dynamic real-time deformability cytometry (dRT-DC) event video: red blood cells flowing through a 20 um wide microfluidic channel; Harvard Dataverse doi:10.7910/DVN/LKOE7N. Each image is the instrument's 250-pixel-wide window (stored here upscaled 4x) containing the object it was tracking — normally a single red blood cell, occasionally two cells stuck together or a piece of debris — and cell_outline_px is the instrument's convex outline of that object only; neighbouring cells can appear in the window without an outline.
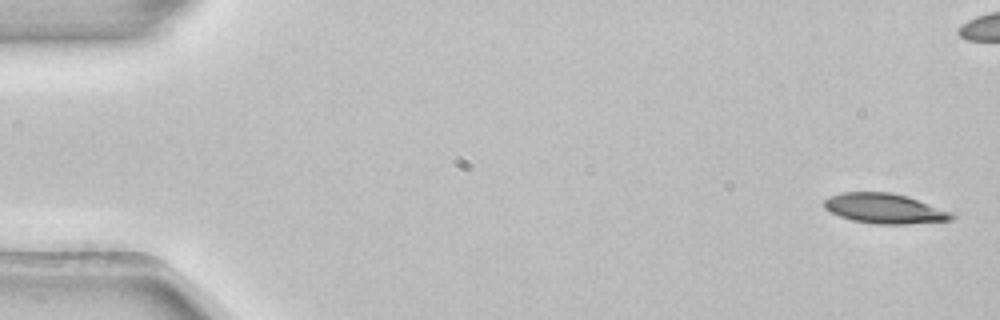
{"species": "common noctule bat (a hibernating species)", "species_latin": "Nyctalus noctula", "temperature_condition": "room temperature", "stored_images_in_passage": 5, "camera_frame_rate_fps": 3000, "um_per_image_px": 0.085, "animal": {"sex": "female", "body_mass_g": 22.7, "forearm_length_mm": 54.2}, "frame": {"image": 1, "passage_image": 1, "time_ms": 0.0, "image_size_px": [1000, 320], "cell_outline_px": [[956, 216], [952, 220], [908, 224], [872, 224], [852, 220], [840, 216], [824, 208], [824, 200], [828, 196], [840, 192], [892, 192], [908, 196], [956, 212]], "centroid_in_image_um": [75.25, 17.72], "position_along_channel_um": 9.7, "area_um2": 22.77}}
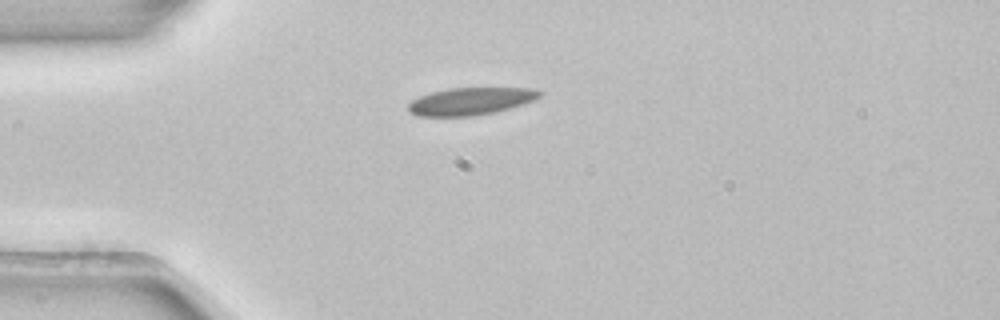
{"frame": {"image": 2, "passage_image": 5, "time_ms": 1.333, "image_size_px": [1000, 320], "cell_outline_px": [[544, 92], [536, 100], [508, 108], [492, 112], [472, 116], [416, 116], [408, 112], [408, 104], [412, 100], [420, 96], [432, 92], [448, 88], [532, 88]], "centroid_in_image_um": [39.99, 8.6], "position_along_channel_um": 45.0, "area_um2": 20.92}}